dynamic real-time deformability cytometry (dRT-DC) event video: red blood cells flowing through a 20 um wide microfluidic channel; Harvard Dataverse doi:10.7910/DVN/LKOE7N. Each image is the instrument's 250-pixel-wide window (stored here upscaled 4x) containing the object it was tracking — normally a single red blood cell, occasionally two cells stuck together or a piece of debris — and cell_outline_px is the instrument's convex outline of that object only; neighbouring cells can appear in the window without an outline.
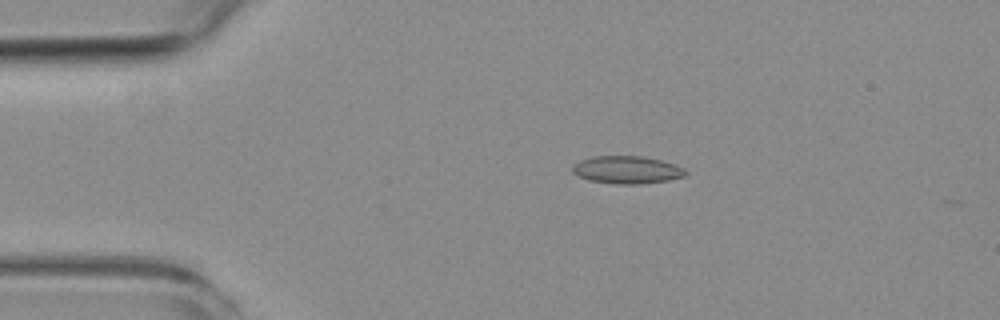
{"species": "common noctule bat (a hibernating species)", "species_latin": "Nyctalus noctula", "temperature_condition": "room temperature", "stored_images_in_passage": 3, "camera_frame_rate_fps": 3000, "um_per_image_px": 0.085, "animal": {"sex": "female", "body_mass_g": 19.3, "forearm_length_mm": 54.1}, "frame": {"image": 1, "passage_image": 1, "time_ms": 0.0, "image_size_px": [1000, 320], "cell_outline_px": [[688, 176], [668, 180], [640, 184], [620, 184], [588, 180], [572, 172], [572, 164], [580, 160], [592, 156], [644, 156], [660, 160], [684, 168], [688, 172]], "centroid_in_image_um": [53.3, 14.43], "position_along_channel_um": 31.7, "area_um2": 18.26}}
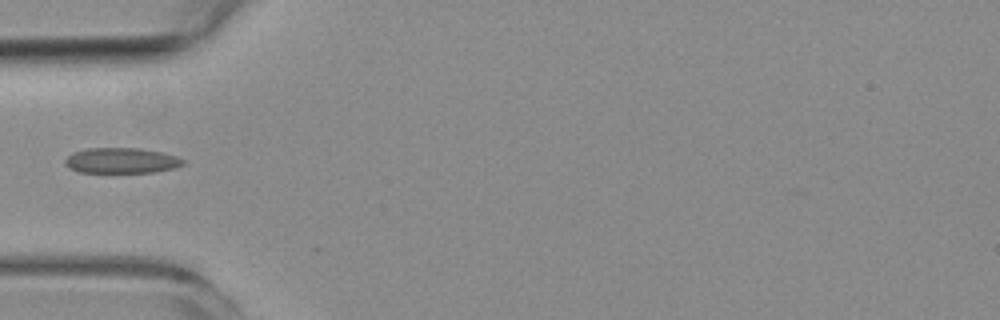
{"frame": {"image": 2, "passage_image": 3, "time_ms": 2.333, "image_size_px": [1000, 320], "cell_outline_px": [[184, 164], [176, 168], [152, 172], [80, 172], [68, 168], [64, 164], [64, 160], [72, 152], [88, 148], [140, 148], [160, 152], [176, 156], [184, 160]], "centroid_in_image_um": [10.29, 13.64], "position_along_channel_um": 74.7, "area_um2": 17.51}}